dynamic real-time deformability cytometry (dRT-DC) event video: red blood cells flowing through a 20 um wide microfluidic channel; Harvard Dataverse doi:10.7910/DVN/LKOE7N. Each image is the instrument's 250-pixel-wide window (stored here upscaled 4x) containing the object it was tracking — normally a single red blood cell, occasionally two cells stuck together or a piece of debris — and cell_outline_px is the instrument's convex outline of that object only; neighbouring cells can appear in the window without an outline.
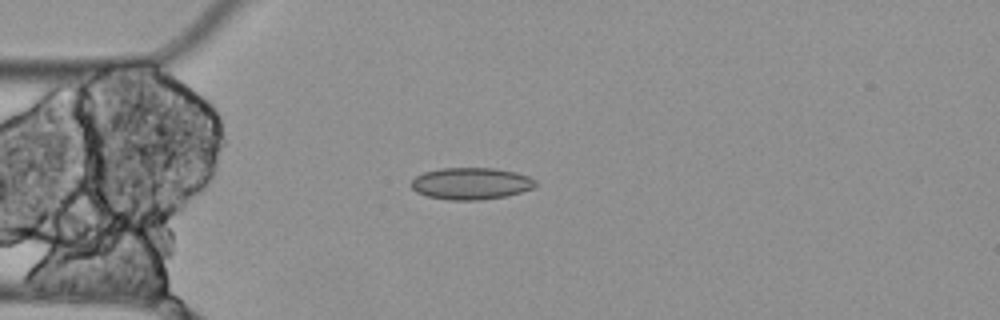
{"species": "Egyptian fruit bat (a non-hibernating species)", "species_latin": "Rousettus aegyptiacus", "temperature_condition": "cold", "stored_images_in_passage": 5, "camera_frame_rate_fps": 3000, "um_per_image_px": 0.085, "animal": {"sex": "female"}, "frame": {"image": 1, "passage_image": 5, "time_ms": 1.333, "image_size_px": [1000, 320], "cell_outline_px": [[536, 184], [532, 188], [520, 192], [504, 196], [480, 200], [448, 200], [428, 196], [416, 192], [408, 184], [416, 176], [424, 172], [440, 168], [496, 168], [516, 172], [528, 176], [536, 180]], "centroid_in_image_um": [40.0, 15.59], "position_along_channel_um": 45.0, "area_um2": 23.12}}